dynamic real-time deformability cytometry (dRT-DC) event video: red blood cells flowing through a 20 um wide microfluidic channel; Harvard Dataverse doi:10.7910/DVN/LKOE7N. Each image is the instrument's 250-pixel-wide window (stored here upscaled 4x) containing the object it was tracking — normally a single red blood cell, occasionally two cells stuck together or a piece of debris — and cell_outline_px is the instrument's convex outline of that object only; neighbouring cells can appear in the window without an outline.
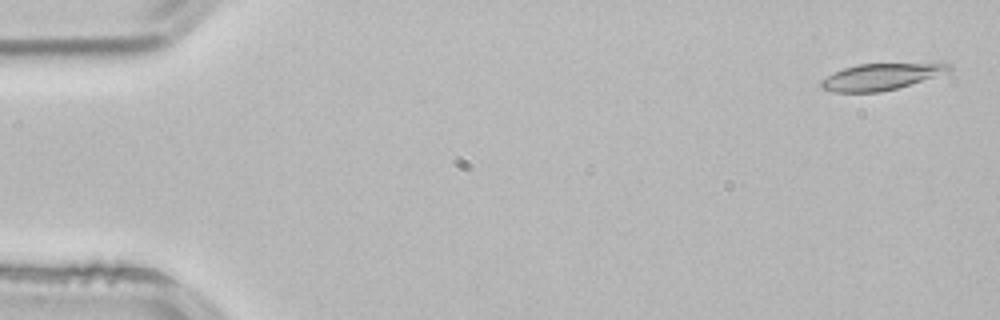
{"species": "common noctule bat (a hibernating species)", "species_latin": "Nyctalus noctula", "temperature_condition": "room temperature", "stored_images_in_passage": 3, "camera_frame_rate_fps": 3000, "um_per_image_px": 0.085, "animal": {"sex": "male", "body_mass_g": 21.5, "forearm_length_mm": 52.0}, "frame": {"image": 1, "passage_image": 1, "time_ms": 0.0, "image_size_px": [1000, 320], "cell_outline_px": [[952, 68], [948, 72], [896, 88], [880, 92], [836, 92], [820, 88], [820, 80], [844, 68], [856, 64], [952, 64]], "centroid_in_image_um": [74.82, 6.53], "position_along_channel_um": 10.2, "area_um2": 19.19}}
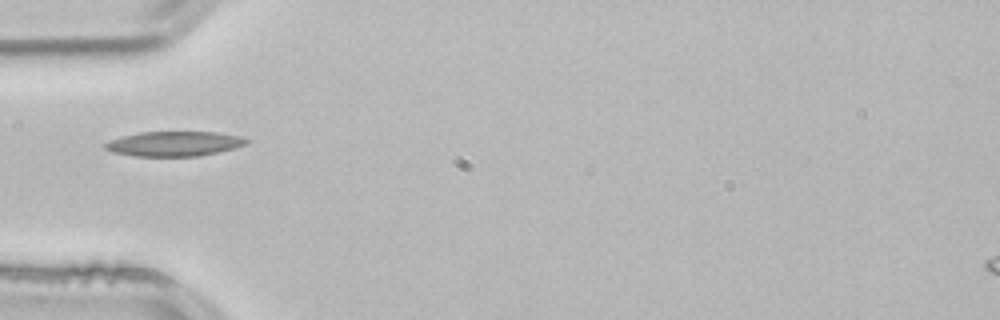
{"frame": {"image": 2, "passage_image": 3, "time_ms": 0.667, "image_size_px": [1000, 320], "cell_outline_px": [[248, 144], [216, 152], [196, 156], [132, 156], [112, 152], [104, 148], [104, 144], [108, 140], [140, 132], [216, 132], [240, 136], [248, 140]], "centroid_in_image_um": [14.76, 12.21], "position_along_channel_um": 70.2, "area_um2": 20.29}}